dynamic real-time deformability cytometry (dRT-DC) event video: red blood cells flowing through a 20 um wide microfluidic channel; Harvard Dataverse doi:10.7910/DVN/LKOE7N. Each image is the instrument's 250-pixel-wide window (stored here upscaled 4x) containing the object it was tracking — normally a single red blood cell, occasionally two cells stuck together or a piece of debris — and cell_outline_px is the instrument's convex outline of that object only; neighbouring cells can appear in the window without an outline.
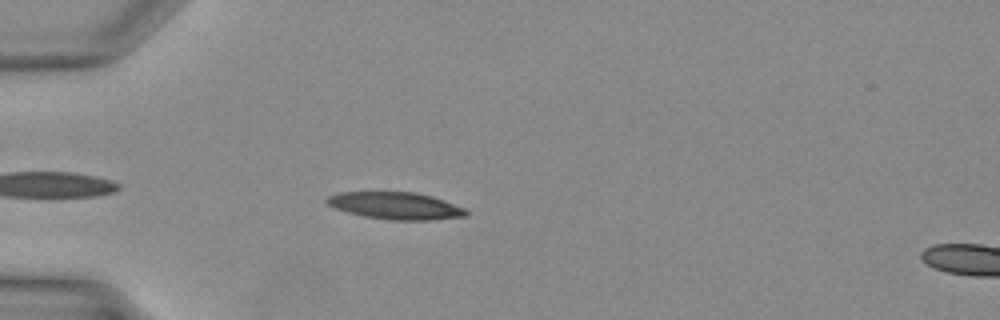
{"species": "Egyptian fruit bat (a non-hibernating species)", "species_latin": "Rousettus aegyptiacus", "temperature_condition": "warm", "stored_images_in_passage": 26, "camera_frame_rate_fps": 3000, "um_per_image_px": 0.085, "animal": {"sex": "female"}, "frame": {"image": 1, "passage_image": 3, "time_ms": 0.667, "image_size_px": [1000, 320], "cell_outline_px": [[468, 212], [464, 216], [428, 220], [392, 220], [364, 216], [348, 212], [336, 208], [328, 204], [324, 200], [328, 196], [340, 192], [416, 192], [432, 196], [464, 208]], "centroid_in_image_um": [33.6, 17.48], "position_along_channel_um": 51.4, "area_um2": 21.73}}
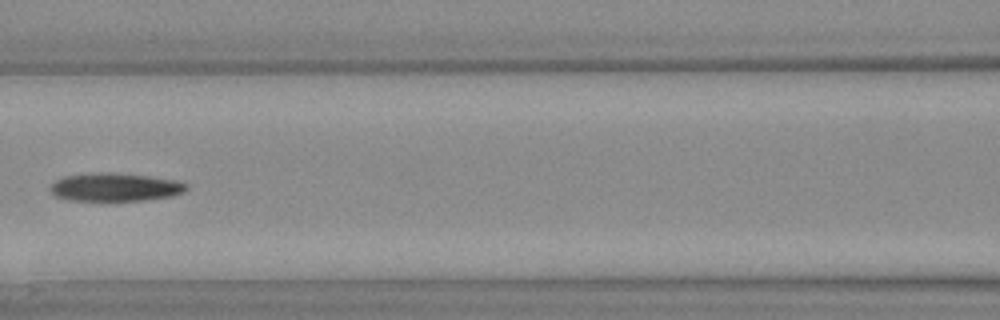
{"frame": {"image": 2, "passage_image": 10, "time_ms": 3.0, "image_size_px": [1000, 320], "cell_outline_px": [[188, 188], [184, 192], [168, 196], [140, 200], [72, 200], [56, 196], [48, 188], [56, 180], [64, 176], [88, 172], [112, 172], [148, 176], [180, 180], [188, 184]], "centroid_in_image_um": [9.78, 15.88], "position_along_channel_um": 156.8, "area_um2": 22.37}}
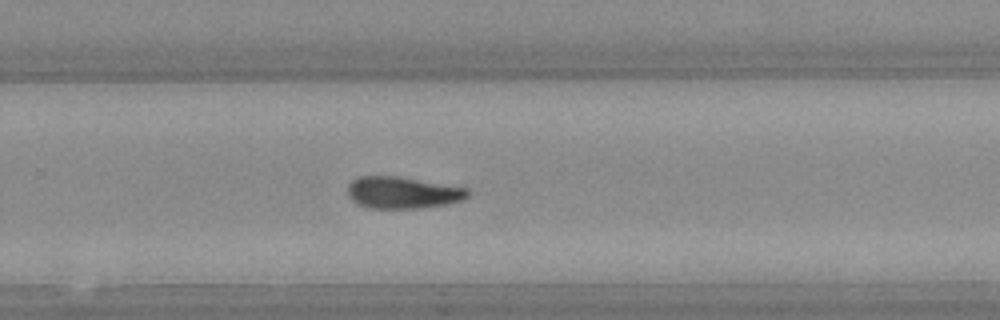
{"frame": {"image": 3, "passage_image": 18, "time_ms": 5.667, "image_size_px": [1000, 320], "cell_outline_px": [[468, 196], [464, 200], [448, 204], [420, 208], [372, 208], [360, 204], [352, 200], [348, 196], [348, 184], [352, 180], [360, 176], [396, 176], [468, 188]], "centroid_in_image_um": [34.23, 16.37], "position_along_channel_um": 295.6, "area_um2": 22.14}}